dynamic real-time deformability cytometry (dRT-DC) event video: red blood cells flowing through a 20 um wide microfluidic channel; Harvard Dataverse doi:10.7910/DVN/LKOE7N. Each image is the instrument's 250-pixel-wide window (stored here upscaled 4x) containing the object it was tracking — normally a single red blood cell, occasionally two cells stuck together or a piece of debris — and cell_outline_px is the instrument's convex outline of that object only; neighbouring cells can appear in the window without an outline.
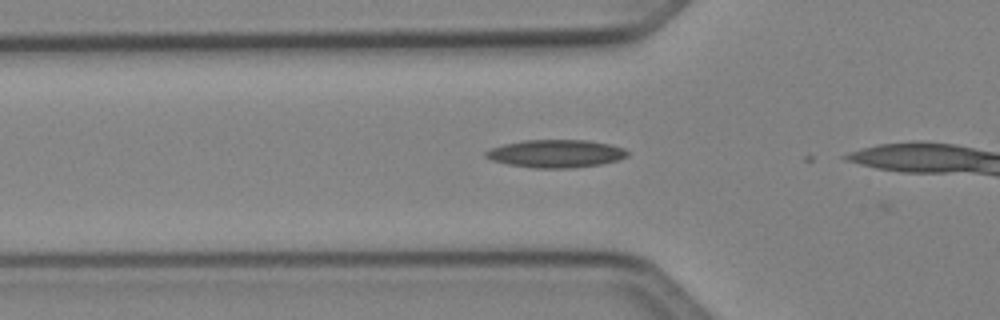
{"species": "Egyptian fruit bat (a non-hibernating species)", "species_latin": "Rousettus aegyptiacus", "temperature_condition": "cold", "stored_images_in_passage": 6, "camera_frame_rate_fps": 3000, "um_per_image_px": 0.085, "animal": {"sex": "female"}, "frame": {"image": 1, "passage_image": 3, "time_ms": 0.667, "image_size_px": [1000, 320], "cell_outline_px": [[628, 156], [620, 160], [600, 164], [572, 168], [532, 168], [508, 164], [492, 160], [484, 156], [484, 152], [492, 148], [504, 144], [524, 140], [588, 140], [608, 144], [624, 148], [628, 152]], "centroid_in_image_um": [47.26, 13.06], "position_along_channel_um": 78.5, "area_um2": 23.0}}